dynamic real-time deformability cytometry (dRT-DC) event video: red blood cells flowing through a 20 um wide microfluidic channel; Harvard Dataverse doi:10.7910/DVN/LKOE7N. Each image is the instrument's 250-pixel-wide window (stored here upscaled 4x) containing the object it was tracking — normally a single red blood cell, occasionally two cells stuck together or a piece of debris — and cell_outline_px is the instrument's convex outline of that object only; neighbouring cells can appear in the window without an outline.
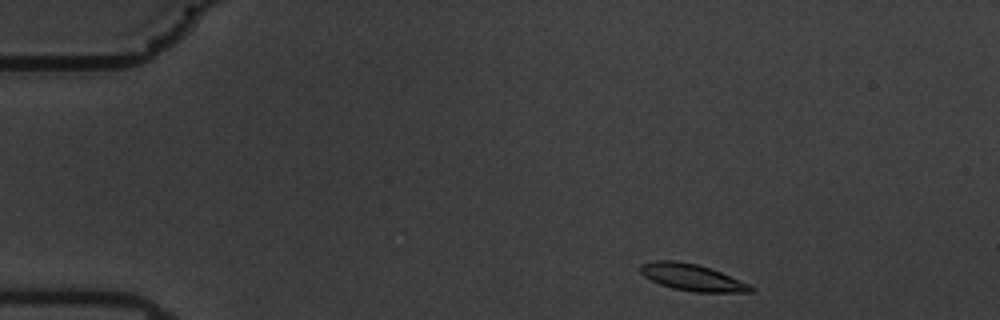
{"species": "common noctule bat (a hibernating species)", "species_latin": "Nyctalus noctula", "temperature_condition": "warm", "stored_images_in_passage": 51, "camera_frame_rate_fps": 3000, "um_per_image_px": 0.085, "animal": {"sex": "male", "body_mass_g": 19.5, "forearm_length_mm": 54.6}, "frame": {"image": 1, "passage_image": 2, "time_ms": 0.333, "image_size_px": [1000, 320], "cell_outline_px": [[756, 288], [752, 292], [696, 292], [672, 288], [660, 284], [644, 276], [640, 272], [640, 264], [652, 260], [676, 260], [696, 264], [720, 272], [748, 284]], "centroid_in_image_um": [58.79, 23.57], "position_along_channel_um": 26.2, "area_um2": 16.99}}
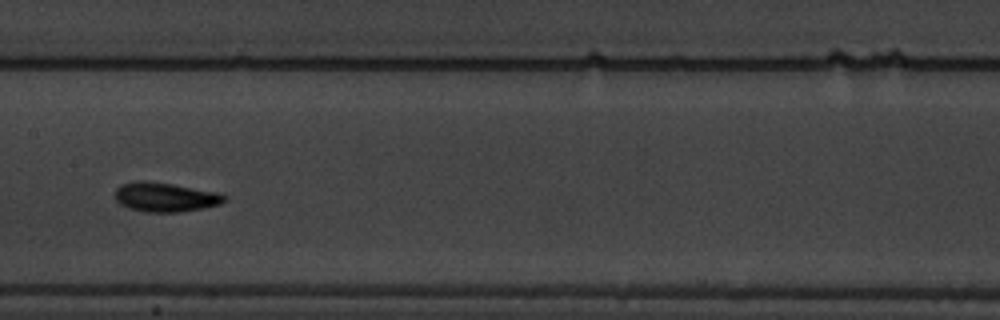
{"frame": {"image": 2, "passage_image": 23, "time_ms": 7.333, "image_size_px": [1000, 320], "cell_outline_px": [[228, 200], [220, 204], [204, 208], [180, 212], [144, 212], [128, 208], [120, 204], [116, 200], [116, 188], [120, 184], [140, 180], [144, 180], [172, 184], [216, 192], [228, 196]], "centroid_in_image_um": [14.05, 16.76], "position_along_channel_um": 193.3, "area_um2": 18.79}}
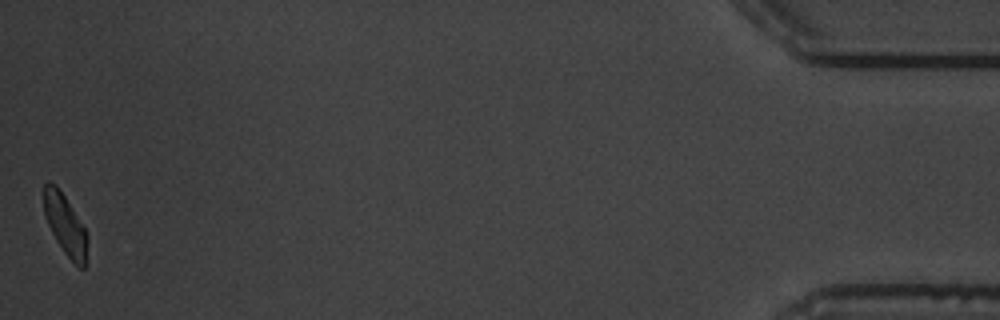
{"frame": {"image": 3, "passage_image": 51, "time_ms": 16.667, "image_size_px": [1000, 320], "cell_outline_px": [[88, 240], [84, 268], [80, 268], [64, 252], [56, 240], [44, 216], [44, 184], [48, 180], [56, 184], [64, 196], [84, 228], [88, 236]], "centroid_in_image_um": [5.53, 19.08], "position_along_channel_um": 429.7, "area_um2": 15.03}, "authors_computed_cell_mechanics": {"area_um2": 17.1088, "velocity_mm_per_s": 3.4925, "shape_relaxation_time_tau1_ms": 2.292, "shape_relaxation_time_tau2_ms": 5.7428, "deformation_change_tau1": 0.115, "deformation_change_tau2": 0.1106}}